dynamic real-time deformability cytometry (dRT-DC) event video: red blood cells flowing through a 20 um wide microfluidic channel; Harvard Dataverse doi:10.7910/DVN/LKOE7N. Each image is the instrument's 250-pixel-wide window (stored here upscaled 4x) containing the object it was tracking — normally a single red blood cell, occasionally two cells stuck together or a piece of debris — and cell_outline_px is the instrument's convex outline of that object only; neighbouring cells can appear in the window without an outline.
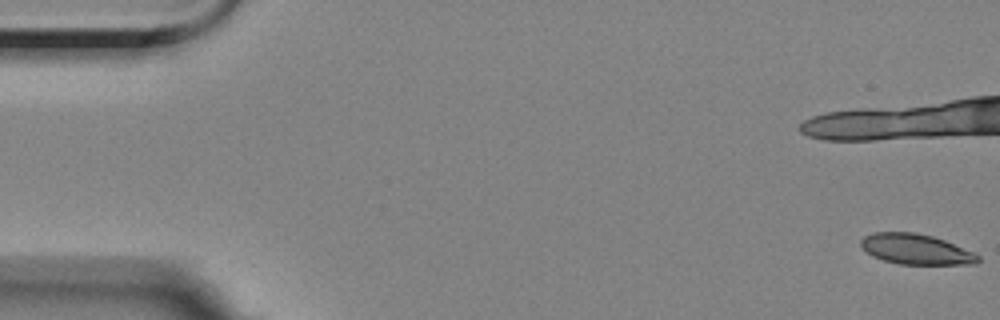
{"species": "Egyptian fruit bat (a non-hibernating species)", "species_latin": "Rousettus aegyptiacus", "temperature_condition": "room temperature", "stored_images_in_passage": 45, "camera_frame_rate_fps": 3000, "um_per_image_px": 0.085, "animal": {"sex": "female"}, "frame": {"image": 1, "passage_image": 1, "time_ms": 0.0, "image_size_px": [1000, 320], "cell_outline_px": [[980, 260], [976, 264], [900, 264], [884, 260], [872, 256], [860, 244], [860, 240], [864, 236], [872, 232], [916, 232], [932, 236], [944, 240], [972, 252], [980, 256]], "centroid_in_image_um": [77.84, 21.18], "position_along_channel_um": 7.2, "area_um2": 20.58}}